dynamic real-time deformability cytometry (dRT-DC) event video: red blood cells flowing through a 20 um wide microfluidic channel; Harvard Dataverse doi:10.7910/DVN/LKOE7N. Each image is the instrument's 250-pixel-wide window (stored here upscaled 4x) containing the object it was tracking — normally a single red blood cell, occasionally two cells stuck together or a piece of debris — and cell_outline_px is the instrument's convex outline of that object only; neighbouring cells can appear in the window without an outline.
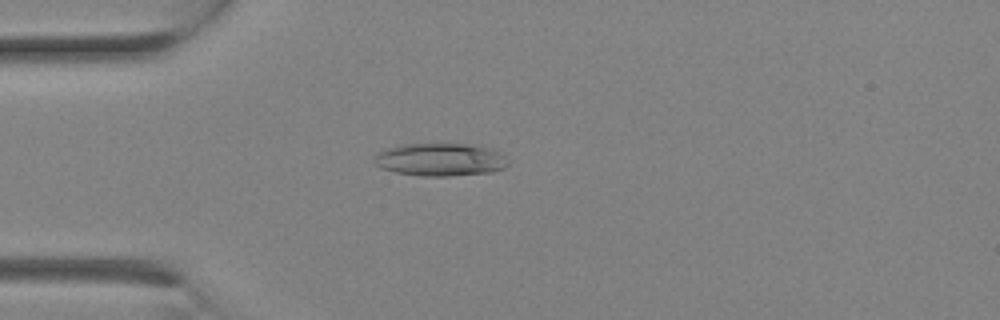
{"species": "Egyptian fruit bat (a non-hibernating species)", "species_latin": "Rousettus aegyptiacus", "temperature_condition": "room temperature", "stored_images_in_passage": 11, "camera_frame_rate_fps": 3000, "um_per_image_px": 0.085, "animal": {"sex": "female"}, "frame": {"image": 1, "passage_image": 7, "time_ms": 2.0, "image_size_px": [1000, 320], "cell_outline_px": [[508, 164], [504, 168], [492, 172], [448, 176], [420, 176], [396, 172], [380, 168], [372, 164], [372, 160], [376, 152], [400, 144], [480, 144], [496, 148], [508, 160]], "centroid_in_image_um": [37.43, 13.55], "position_along_channel_um": 47.6, "area_um2": 26.24}}
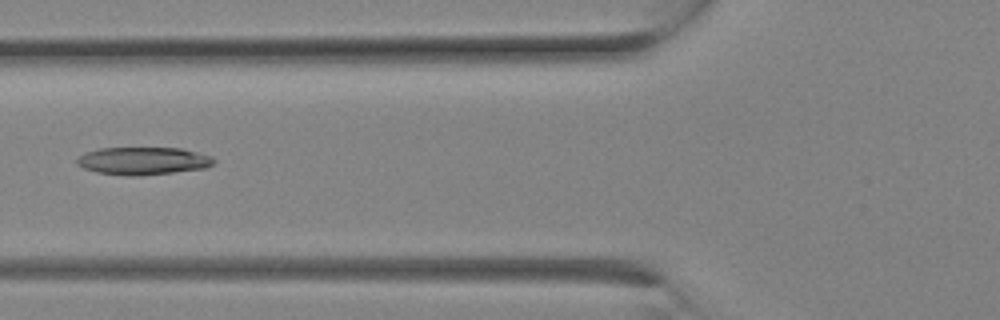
{"frame": {"image": 2, "passage_image": 10, "time_ms": 3.0, "image_size_px": [1000, 320], "cell_outline_px": [[216, 160], [212, 164], [204, 168], [172, 172], [136, 176], [128, 176], [96, 172], [84, 168], [76, 164], [76, 160], [80, 156], [88, 152], [100, 148], [180, 148], [212, 156]], "centroid_in_image_um": [12.15, 13.67], "position_along_channel_um": 113.6, "area_um2": 21.85}}